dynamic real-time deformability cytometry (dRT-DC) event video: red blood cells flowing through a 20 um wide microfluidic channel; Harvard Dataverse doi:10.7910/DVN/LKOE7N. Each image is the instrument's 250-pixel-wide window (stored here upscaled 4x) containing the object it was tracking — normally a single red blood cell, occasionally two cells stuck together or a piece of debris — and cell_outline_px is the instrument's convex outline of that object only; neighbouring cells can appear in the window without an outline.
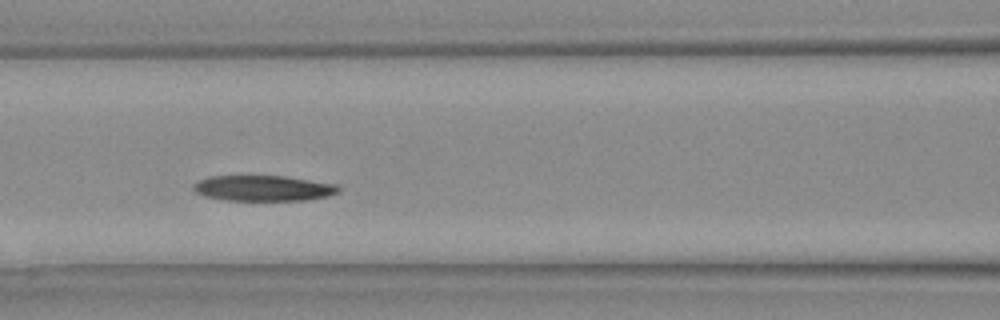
{"species": "Egyptian fruit bat (a non-hibernating species)", "species_latin": "Rousettus aegyptiacus", "temperature_condition": "warm", "stored_images_in_passage": 26, "camera_frame_rate_fps": 3000, "um_per_image_px": 0.085, "animal": {"sex": "female"}, "frame": {"image": 1, "passage_image": 8, "time_ms": 2.333, "image_size_px": [1000, 320], "cell_outline_px": [[340, 188], [336, 192], [328, 196], [308, 200], [224, 200], [204, 196], [196, 192], [192, 188], [192, 184], [208, 176], [284, 176], [336, 184]], "centroid_in_image_um": [22.34, 16.0], "position_along_channel_um": 144.3, "area_um2": 21.56}}